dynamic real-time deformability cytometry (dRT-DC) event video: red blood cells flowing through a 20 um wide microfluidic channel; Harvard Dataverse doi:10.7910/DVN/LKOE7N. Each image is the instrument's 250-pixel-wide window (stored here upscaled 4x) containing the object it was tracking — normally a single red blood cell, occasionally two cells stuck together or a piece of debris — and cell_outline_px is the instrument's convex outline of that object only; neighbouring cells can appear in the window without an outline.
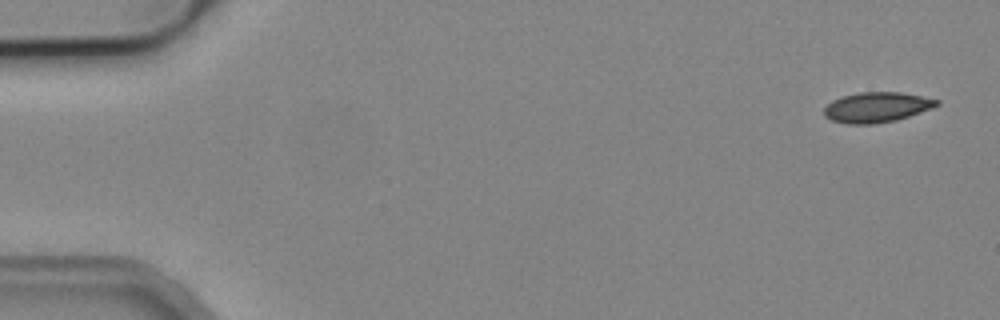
{"species": "common noctule bat (a hibernating species)", "species_latin": "Nyctalus noctula", "temperature_condition": "cold", "stored_images_in_passage": 4, "camera_frame_rate_fps": 3000, "um_per_image_px": 0.085, "animal": {"sex": "male", "body_mass_g": 19.2, "forearm_length_mm": 51.8}, "frame": {"image": 1, "passage_image": 1, "time_ms": 0.0, "image_size_px": [1000, 320], "cell_outline_px": [[940, 104], [908, 116], [896, 120], [872, 124], [848, 124], [832, 120], [824, 116], [824, 108], [832, 100], [844, 96], [860, 92], [900, 92], [940, 100]], "centroid_in_image_um": [74.49, 9.11], "position_along_channel_um": 10.5, "area_um2": 19.54}}
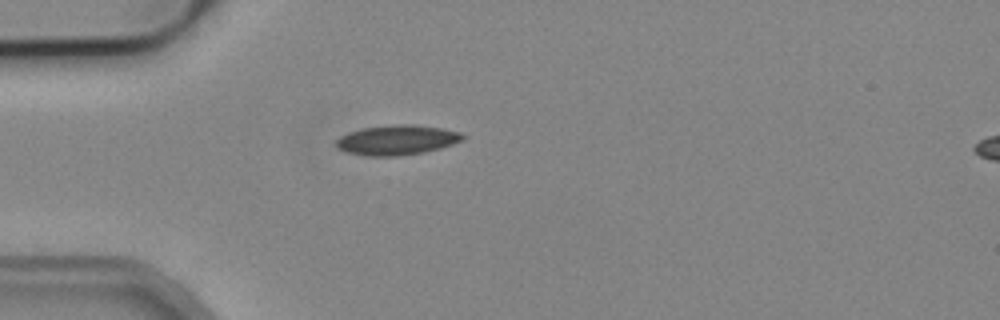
{"frame": {"image": 2, "passage_image": 4, "time_ms": 4.333, "image_size_px": [1000, 320], "cell_outline_px": [[464, 140], [440, 148], [424, 152], [396, 156], [368, 156], [344, 152], [336, 148], [336, 140], [340, 136], [348, 132], [364, 128], [396, 124], [416, 124], [444, 128], [460, 132], [464, 136]], "centroid_in_image_um": [33.73, 11.9], "position_along_channel_um": 51.3, "area_um2": 22.2}}